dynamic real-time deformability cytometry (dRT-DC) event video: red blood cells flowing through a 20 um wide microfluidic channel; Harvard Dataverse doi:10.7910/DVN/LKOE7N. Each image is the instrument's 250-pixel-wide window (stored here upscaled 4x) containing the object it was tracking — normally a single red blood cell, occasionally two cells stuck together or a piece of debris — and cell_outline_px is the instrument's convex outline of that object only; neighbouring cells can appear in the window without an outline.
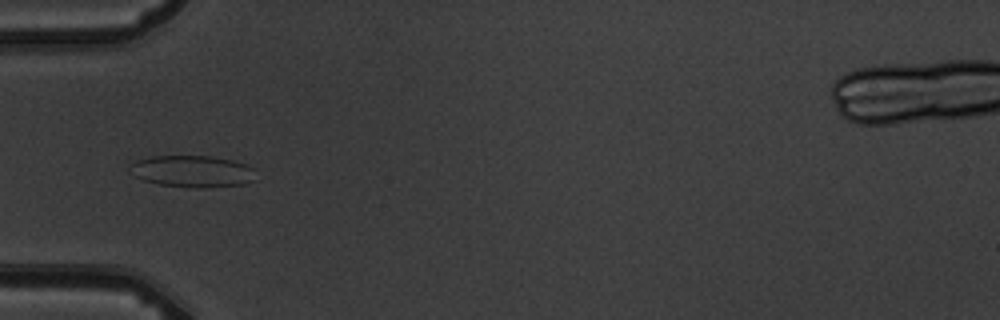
{"species": "common noctule bat (a hibernating species)", "species_latin": "Nyctalus noctula", "temperature_condition": "warm", "stored_images_in_passage": 8, "camera_frame_rate_fps": 3000, "um_per_image_px": 0.085, "animal": {"sex": "male", "body_mass_g": 19.5, "forearm_length_mm": 54.6}, "frame": {"image": 1, "passage_image": 6, "time_ms": 5.667, "image_size_px": [1000, 320], "cell_outline_px": [[256, 168], [252, 180], [244, 184], [204, 188], [192, 188], [160, 184], [144, 180], [128, 172], [128, 168], [136, 160], [152, 156], [212, 156], [232, 160], [248, 164]], "centroid_in_image_um": [16.36, 14.56], "position_along_channel_um": 68.6, "area_um2": 23.47}}
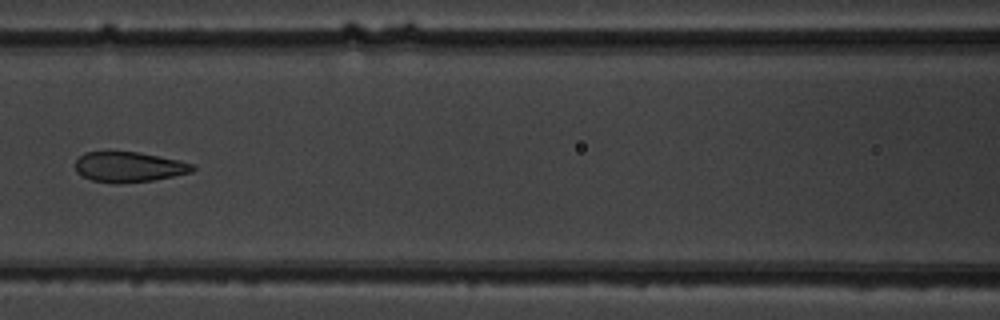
{"frame": {"image": 2, "passage_image": 8, "time_ms": 8.0, "image_size_px": [1000, 320], "cell_outline_px": [[196, 168], [192, 172], [152, 180], [116, 184], [92, 180], [76, 172], [76, 160], [84, 152], [108, 148], [136, 152], [176, 160], [192, 164]], "centroid_in_image_um": [10.87, 14.15], "position_along_channel_um": 155.7, "area_um2": 21.04}}